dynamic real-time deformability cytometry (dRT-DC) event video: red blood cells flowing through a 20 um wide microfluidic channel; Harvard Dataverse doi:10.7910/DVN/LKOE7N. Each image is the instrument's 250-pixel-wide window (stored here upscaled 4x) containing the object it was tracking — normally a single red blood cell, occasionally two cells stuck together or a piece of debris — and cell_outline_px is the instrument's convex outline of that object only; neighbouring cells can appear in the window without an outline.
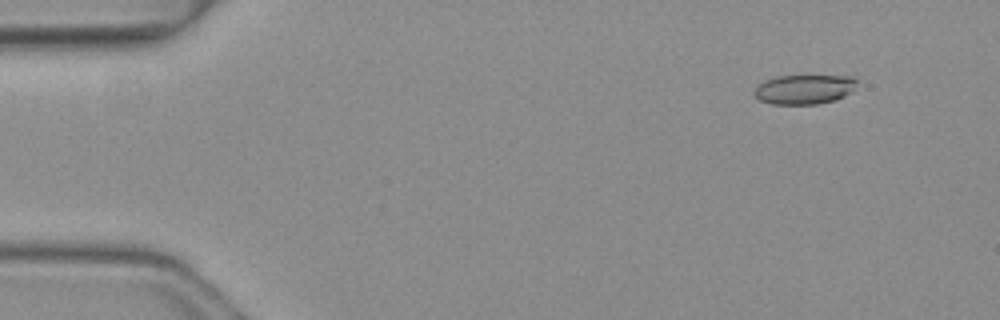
{"species": "common noctule bat (a hibernating species)", "species_latin": "Nyctalus noctula", "temperature_condition": "warm", "stored_images_in_passage": 7, "camera_frame_rate_fps": 3000, "um_per_image_px": 0.085, "animal": {"sex": "female", "body_mass_g": 19.3, "forearm_length_mm": 54.1}, "frame": {"image": 1, "passage_image": 2, "time_ms": 0.333, "image_size_px": [1000, 320], "cell_outline_px": [[856, 84], [852, 92], [836, 100], [816, 104], [772, 104], [760, 100], [752, 92], [756, 84], [764, 80], [780, 76], [852, 76], [856, 80]], "centroid_in_image_um": [68.33, 7.59], "position_along_channel_um": 16.7, "area_um2": 17.74}}
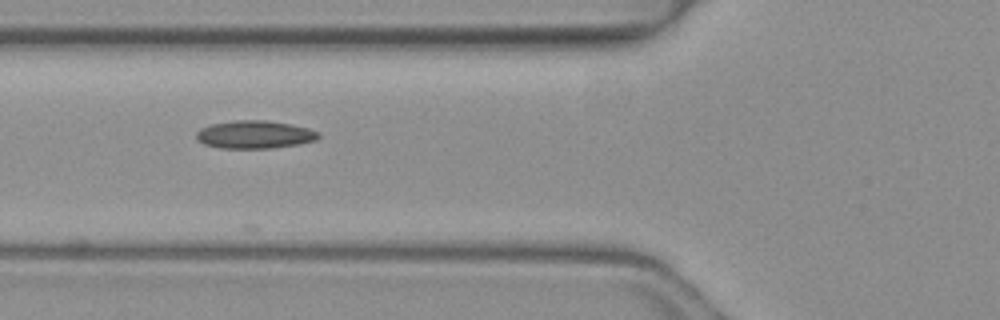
{"frame": {"image": 2, "passage_image": 6, "time_ms": 1.667, "image_size_px": [1000, 320], "cell_outline_px": [[320, 136], [316, 140], [300, 144], [272, 148], [220, 148], [204, 144], [196, 140], [196, 132], [200, 128], [212, 124], [236, 120], [264, 120], [292, 124], [308, 128], [320, 132]], "centroid_in_image_um": [21.65, 11.44], "position_along_channel_um": 104.1, "area_um2": 20.0}}